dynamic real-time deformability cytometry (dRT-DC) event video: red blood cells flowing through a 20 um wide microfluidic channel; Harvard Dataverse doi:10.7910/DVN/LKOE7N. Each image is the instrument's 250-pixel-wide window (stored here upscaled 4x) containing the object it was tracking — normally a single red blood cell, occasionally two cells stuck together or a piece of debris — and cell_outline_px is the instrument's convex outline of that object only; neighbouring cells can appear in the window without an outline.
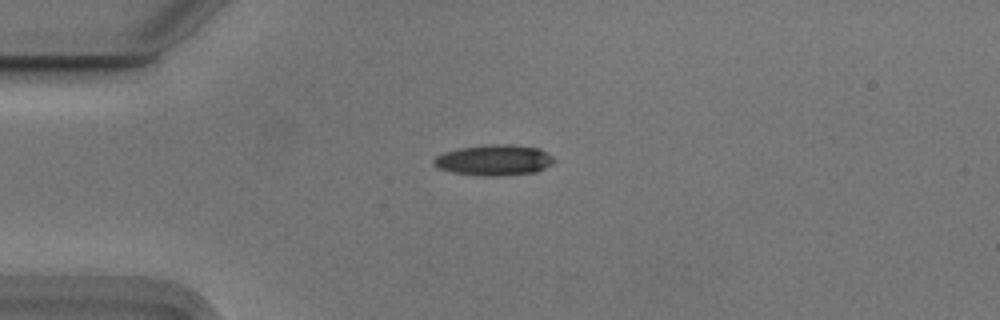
{"species": "Egyptian fruit bat (a non-hibernating species)", "species_latin": "Rousettus aegyptiacus", "temperature_condition": "cold", "stored_images_in_passage": 4, "camera_frame_rate_fps": 3000, "um_per_image_px": 0.085, "animal": {"sex": "male"}, "frame": {"image": 1, "passage_image": 1, "time_ms": 0.0, "image_size_px": [1000, 320], "cell_outline_px": [[556, 160], [552, 164], [536, 172], [496, 176], [488, 176], [452, 172], [440, 168], [432, 164], [432, 160], [436, 156], [444, 152], [456, 148], [484, 144], [512, 144], [540, 148], [552, 156]], "centroid_in_image_um": [41.99, 13.59], "position_along_channel_um": 43.0, "area_um2": 21.73}}
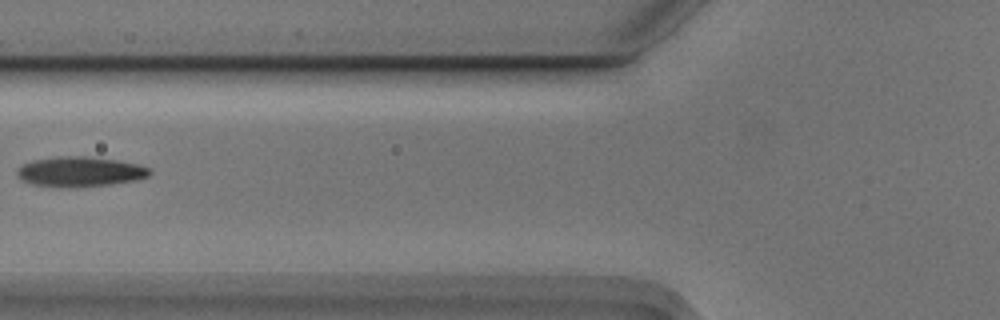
{"frame": {"image": 2, "passage_image": 3, "time_ms": 0.667, "image_size_px": [1000, 320], "cell_outline_px": [[152, 172], [148, 176], [136, 180], [108, 184], [76, 188], [60, 188], [32, 184], [20, 180], [16, 176], [16, 168], [20, 164], [32, 160], [56, 156], [84, 156], [116, 160], [136, 164], [148, 168]], "centroid_in_image_um": [6.69, 14.6], "position_along_channel_um": 119.1, "area_um2": 23.52}}
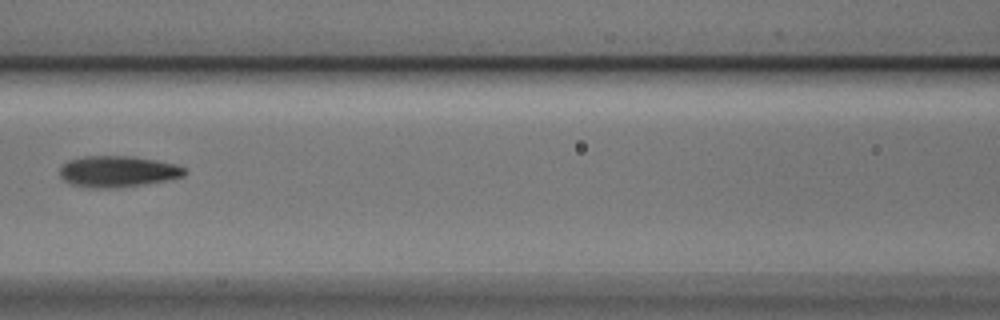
{"frame": {"image": 3, "passage_image": 4, "time_ms": 1.0, "image_size_px": [1000, 320], "cell_outline_px": [[188, 172], [184, 176], [164, 180], [116, 188], [88, 188], [72, 184], [64, 180], [60, 176], [60, 168], [68, 160], [84, 156], [132, 156], [156, 160], [176, 164], [184, 168]], "centroid_in_image_um": [9.99, 14.57], "position_along_channel_um": 156.6, "area_um2": 22.6}}